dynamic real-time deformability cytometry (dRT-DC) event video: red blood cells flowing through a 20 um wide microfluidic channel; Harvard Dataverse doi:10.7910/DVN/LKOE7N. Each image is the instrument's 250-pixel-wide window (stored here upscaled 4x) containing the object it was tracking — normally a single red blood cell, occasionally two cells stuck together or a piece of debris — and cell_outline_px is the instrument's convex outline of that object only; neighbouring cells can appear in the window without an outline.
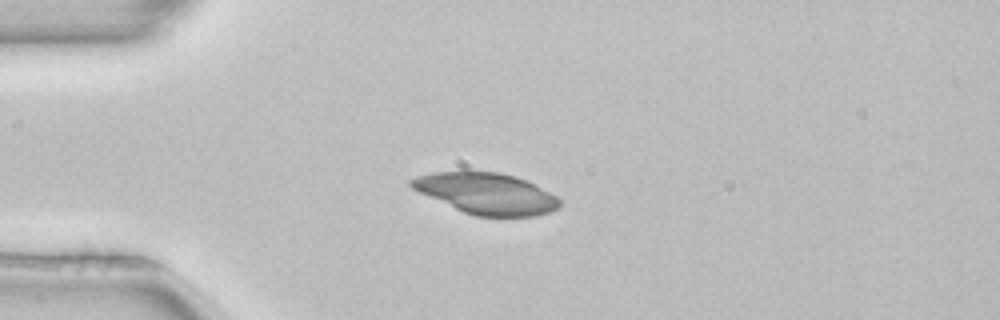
{"species": "common noctule bat (a hibernating species)", "species_latin": "Nyctalus noctula", "temperature_condition": "room temperature", "stored_images_in_passage": 2, "camera_frame_rate_fps": 3000, "um_per_image_px": 0.085, "animal": {"sex": "female", "body_mass_g": 22.7, "forearm_length_mm": 54.2}, "frame": {"image": 1, "passage_image": 2, "time_ms": 0.333, "image_size_px": [1000, 320], "cell_outline_px": [[560, 208], [536, 216], [476, 216], [464, 212], [420, 192], [412, 188], [408, 184], [408, 180], [416, 176], [432, 172], [500, 172], [516, 176], [536, 184], [556, 196], [560, 200]], "centroid_in_image_um": [41.37, 16.44], "position_along_channel_um": 43.6, "area_um2": 35.32}}